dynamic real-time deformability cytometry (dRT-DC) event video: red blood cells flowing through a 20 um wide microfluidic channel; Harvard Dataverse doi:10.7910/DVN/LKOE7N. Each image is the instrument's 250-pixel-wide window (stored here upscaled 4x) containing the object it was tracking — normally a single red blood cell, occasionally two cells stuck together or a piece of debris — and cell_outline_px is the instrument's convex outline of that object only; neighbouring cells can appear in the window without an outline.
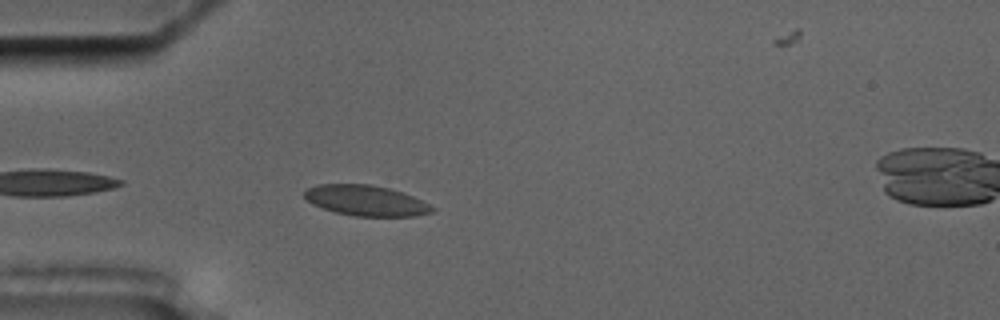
{"species": "common noctule bat (a hibernating species)", "species_latin": "Nyctalus noctula", "temperature_condition": "cold", "stored_images_in_passage": 6, "camera_frame_rate_fps": 3000, "um_per_image_px": 0.085, "animal": {"sex": "male", "body_mass_g": 17.5, "forearm_length_mm": 52.3}, "frame": {"image": 1, "passage_image": 5, "time_ms": 4.667, "image_size_px": [1000, 320], "cell_outline_px": [[436, 208], [432, 212], [416, 216], [356, 216], [336, 212], [312, 204], [304, 196], [304, 192], [308, 188], [316, 184], [372, 184], [404, 192]], "centroid_in_image_um": [31.11, 17.04], "position_along_channel_um": 53.9, "area_um2": 22.6}}